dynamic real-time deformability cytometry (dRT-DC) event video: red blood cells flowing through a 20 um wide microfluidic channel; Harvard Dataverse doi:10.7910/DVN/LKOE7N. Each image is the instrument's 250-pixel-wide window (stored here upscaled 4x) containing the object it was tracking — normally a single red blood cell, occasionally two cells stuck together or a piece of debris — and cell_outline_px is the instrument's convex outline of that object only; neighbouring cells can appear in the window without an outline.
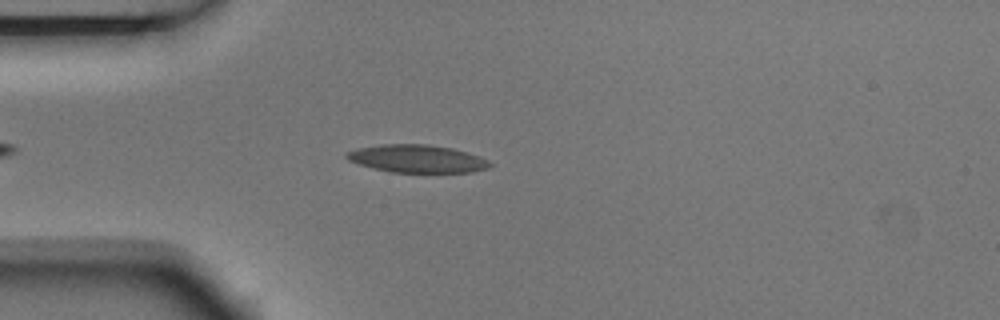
{"species": "Egyptian fruit bat (a non-hibernating species)", "species_latin": "Rousettus aegyptiacus", "temperature_condition": "room temperature", "stored_images_in_passage": 4, "camera_frame_rate_fps": 3000, "um_per_image_px": 0.085, "animal": {"sex": "male"}, "frame": {"image": 1, "passage_image": 4, "time_ms": 1.0, "image_size_px": [1000, 320], "cell_outline_px": [[492, 164], [488, 168], [472, 172], [392, 172], [372, 168], [348, 160], [344, 156], [344, 152], [360, 148], [380, 144], [428, 144], [452, 148], [468, 152], [480, 156], [488, 160]], "centroid_in_image_um": [35.45, 13.48], "position_along_channel_um": 49.5, "area_um2": 23.24}}